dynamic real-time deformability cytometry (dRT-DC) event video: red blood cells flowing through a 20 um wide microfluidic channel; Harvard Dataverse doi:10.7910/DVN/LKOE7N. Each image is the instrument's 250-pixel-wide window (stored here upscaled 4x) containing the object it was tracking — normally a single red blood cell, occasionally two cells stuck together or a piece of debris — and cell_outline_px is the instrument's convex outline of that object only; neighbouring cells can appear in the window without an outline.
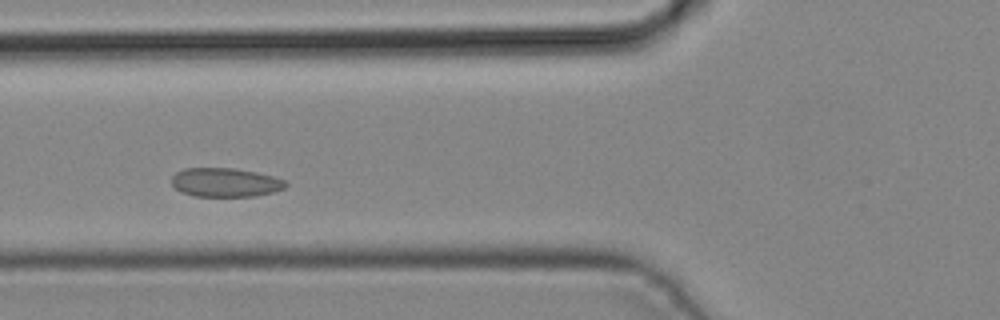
{"species": "common noctule bat (a hibernating species)", "species_latin": "Nyctalus noctula", "temperature_condition": "cold", "stored_images_in_passage": 3, "camera_frame_rate_fps": 3000, "um_per_image_px": 0.085, "animal": {"sex": "male", "body_mass_g": 19.2, "forearm_length_mm": 51.8}, "frame": {"image": 1, "passage_image": 3, "time_ms": 0.667, "image_size_px": [1000, 320], "cell_outline_px": [[288, 184], [284, 188], [272, 192], [256, 196], [192, 196], [180, 192], [172, 184], [172, 176], [176, 172], [184, 168], [236, 168], [256, 172], [272, 176], [284, 180]], "centroid_in_image_um": [19.13, 15.5], "position_along_channel_um": 106.7, "area_um2": 19.25}}